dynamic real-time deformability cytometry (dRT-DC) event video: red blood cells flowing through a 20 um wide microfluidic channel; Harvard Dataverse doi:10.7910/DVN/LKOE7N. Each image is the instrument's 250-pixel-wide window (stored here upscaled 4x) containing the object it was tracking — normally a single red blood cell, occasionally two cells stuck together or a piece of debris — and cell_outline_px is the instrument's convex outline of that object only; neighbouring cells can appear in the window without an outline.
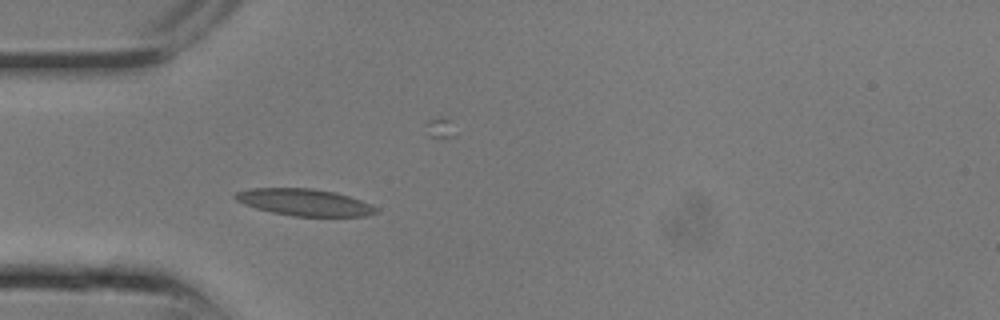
{"species": "common noctule bat (a hibernating species)", "species_latin": "Nyctalus noctula", "temperature_condition": "room temperature", "stored_images_in_passage": 23, "camera_frame_rate_fps": 3000, "um_per_image_px": 0.085, "animal": {"sex": "male", "body_mass_g": 13.3}, "frame": {"image": 1, "passage_image": 5, "time_ms": 1.333, "image_size_px": [1000, 320], "cell_outline_px": [[380, 212], [368, 216], [292, 216], [272, 212], [256, 208], [244, 204], [236, 200], [232, 196], [236, 192], [252, 188], [312, 188], [336, 192], [360, 200], [380, 208]], "centroid_in_image_um": [25.91, 17.2], "position_along_channel_um": 59.1, "area_um2": 22.14}}
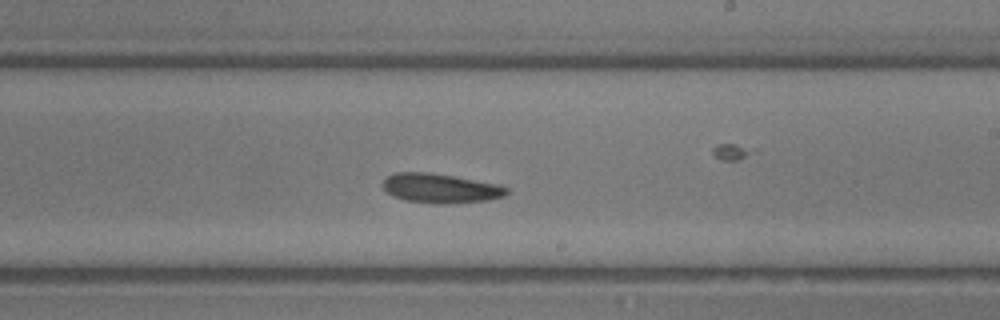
{"frame": {"image": 2, "passage_image": 12, "time_ms": 3.667, "image_size_px": [1000, 320], "cell_outline_px": [[508, 192], [504, 196], [488, 200], [444, 204], [436, 204], [404, 200], [392, 196], [384, 188], [384, 180], [388, 176], [396, 172], [428, 172], [500, 184], [508, 188]], "centroid_in_image_um": [37.45, 16.01], "position_along_channel_um": 251.5, "area_um2": 21.15}}
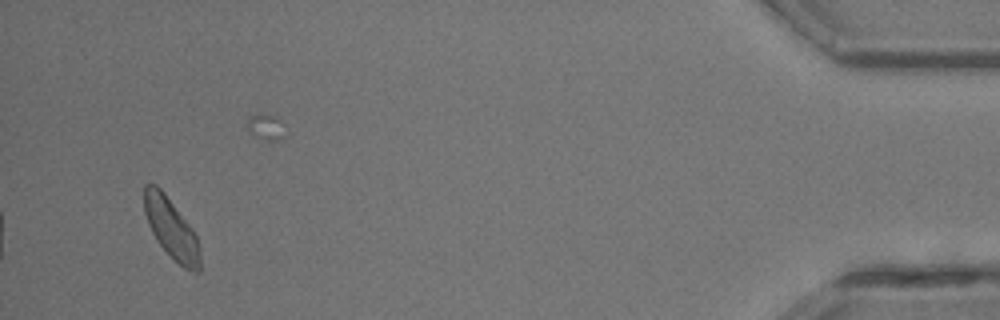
{"frame": {"image": 3, "passage_image": 21, "time_ms": 6.667, "image_size_px": [1000, 320], "cell_outline_px": [[200, 272], [192, 272], [184, 268], [156, 240], [148, 224], [144, 212], [144, 184], [156, 184], [164, 192], [192, 228], [196, 236], [200, 256]], "centroid_in_image_um": [14.54, 19.4], "position_along_channel_um": 420.7, "area_um2": 19.31}}